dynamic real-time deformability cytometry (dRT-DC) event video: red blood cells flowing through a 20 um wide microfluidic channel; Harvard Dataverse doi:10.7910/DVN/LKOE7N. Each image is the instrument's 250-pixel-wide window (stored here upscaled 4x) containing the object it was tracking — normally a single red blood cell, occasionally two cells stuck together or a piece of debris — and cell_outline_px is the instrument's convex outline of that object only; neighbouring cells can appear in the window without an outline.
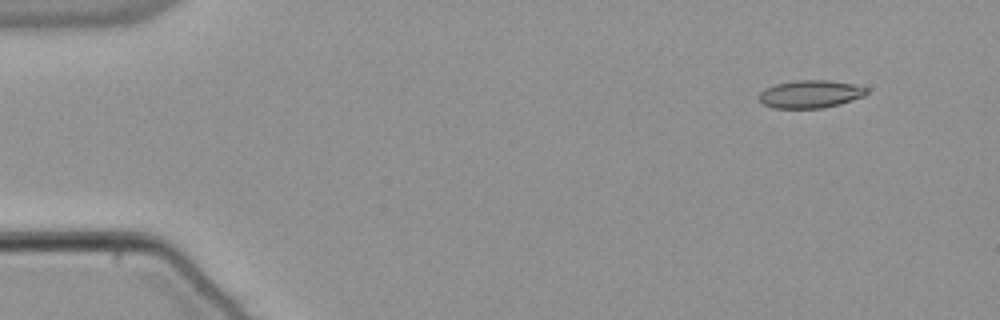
{"species": "common noctule bat (a hibernating species)", "species_latin": "Nyctalus noctula", "temperature_condition": "warm", "stored_images_in_passage": 50, "camera_frame_rate_fps": 3000, "um_per_image_px": 0.085, "animal": {"sex": "male", "body_mass_g": 21.5, "forearm_length_mm": 52.0}, "frame": {"image": 1, "passage_image": 1, "time_ms": 0.0, "image_size_px": [1000, 320], "cell_outline_px": [[868, 92], [864, 96], [840, 104], [820, 108], [772, 108], [764, 104], [760, 100], [760, 92], [764, 88], [776, 84], [796, 80], [828, 80], [856, 84], [868, 88]], "centroid_in_image_um": [68.9, 7.99], "position_along_channel_um": 16.1, "area_um2": 17.46}}
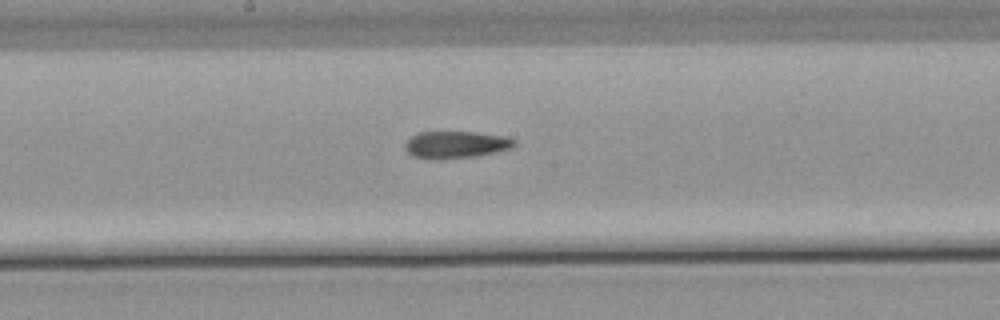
{"frame": {"image": 2, "passage_image": 25, "time_ms": 8.0, "image_size_px": [1000, 320], "cell_outline_px": [[516, 144], [512, 148], [472, 156], [412, 156], [404, 148], [404, 144], [412, 136], [420, 132], [476, 132], [504, 136], [516, 140]], "centroid_in_image_um": [38.79, 12.23], "position_along_channel_um": 209.4, "area_um2": 16.24}}
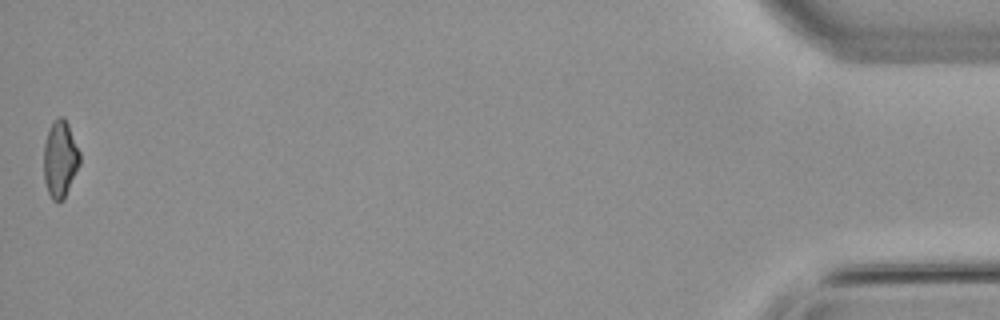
{"frame": {"image": 3, "passage_image": 50, "time_ms": 16.333, "image_size_px": [1000, 320], "cell_outline_px": [[80, 164], [64, 200], [56, 204], [52, 200], [48, 192], [44, 180], [44, 144], [52, 120], [56, 116], [64, 116], [68, 124], [80, 152]], "centroid_in_image_um": [5.11, 13.53], "position_along_channel_um": 430.1, "area_um2": 16.42}, "authors_computed_cell_mechanics": {"area_um2": 17.34, "velocity_mm_per_s": 3.8169, "shape_relaxation_time_tau1_ms": null, "shape_relaxation_time_tau2_ms": 7.8661, "deformation_change_tau1": null, "deformation_change_tau2": 0.1486}}